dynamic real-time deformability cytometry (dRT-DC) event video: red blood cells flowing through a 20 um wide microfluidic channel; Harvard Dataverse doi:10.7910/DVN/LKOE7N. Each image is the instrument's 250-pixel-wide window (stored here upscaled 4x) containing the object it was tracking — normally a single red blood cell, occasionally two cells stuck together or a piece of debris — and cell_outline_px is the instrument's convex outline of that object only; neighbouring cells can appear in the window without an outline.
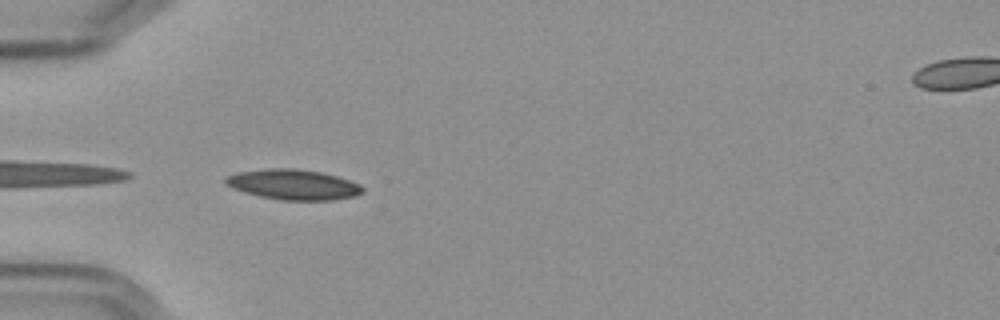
{"species": "Egyptian fruit bat (a non-hibernating species)", "species_latin": "Rousettus aegyptiacus", "temperature_condition": "cold", "stored_images_in_passage": 20, "camera_frame_rate_fps": 3000, "um_per_image_px": 0.085, "frame": {"image": 1, "passage_image": 1, "time_ms": 0.0, "image_size_px": [1000, 320], "cell_outline_px": [[364, 192], [356, 196], [332, 200], [280, 200], [260, 196], [244, 192], [228, 184], [224, 180], [224, 176], [240, 172], [268, 168], [296, 168], [320, 172], [336, 176], [360, 184], [364, 188]], "centroid_in_image_um": [24.97, 15.69], "position_along_channel_um": 60.0, "area_um2": 24.04}}
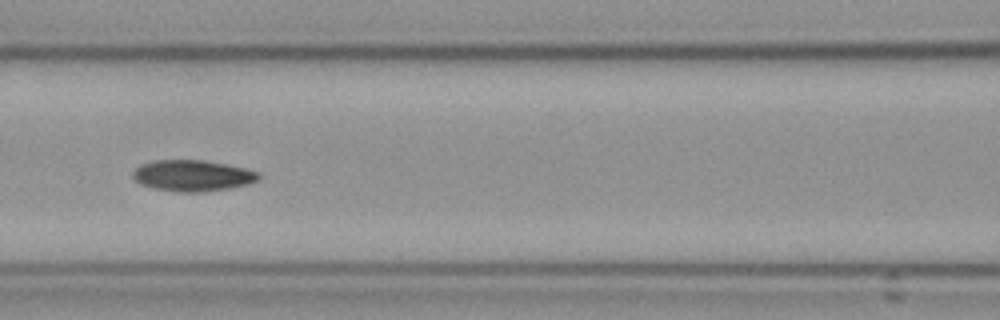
{"frame": {"image": 2, "passage_image": 9, "time_ms": 2.667, "image_size_px": [1000, 320], "cell_outline_px": [[260, 176], [256, 180], [248, 184], [228, 188], [200, 192], [180, 192], [156, 188], [140, 184], [132, 176], [132, 172], [140, 164], [156, 160], [204, 160], [228, 164], [260, 172]], "centroid_in_image_um": [16.36, 14.91], "position_along_channel_um": 150.2, "area_um2": 22.72}}